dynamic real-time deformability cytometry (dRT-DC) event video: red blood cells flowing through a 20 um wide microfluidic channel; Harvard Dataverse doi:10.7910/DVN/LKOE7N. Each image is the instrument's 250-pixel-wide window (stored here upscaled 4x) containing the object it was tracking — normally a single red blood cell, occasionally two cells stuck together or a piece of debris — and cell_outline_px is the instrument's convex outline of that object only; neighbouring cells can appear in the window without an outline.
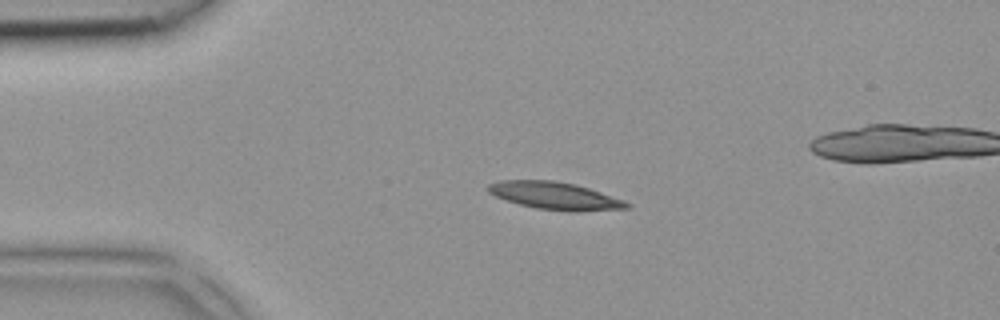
{"species": "common noctule bat (a hibernating species)", "species_latin": "Nyctalus noctula", "temperature_condition": "room temperature", "stored_images_in_passage": 4, "camera_frame_rate_fps": 3000, "um_per_image_px": 0.085, "animal": {"sex": "female", "body_mass_g": 18.4}, "frame": {"image": 1, "passage_image": 2, "time_ms": 0.333, "image_size_px": [1000, 320], "cell_outline_px": [[632, 208], [572, 212], [568, 212], [536, 208], [520, 204], [496, 196], [488, 192], [488, 184], [500, 180], [552, 180], [576, 184], [624, 200], [632, 204]], "centroid_in_image_um": [47.22, 16.64], "position_along_channel_um": 37.8, "area_um2": 22.2}}